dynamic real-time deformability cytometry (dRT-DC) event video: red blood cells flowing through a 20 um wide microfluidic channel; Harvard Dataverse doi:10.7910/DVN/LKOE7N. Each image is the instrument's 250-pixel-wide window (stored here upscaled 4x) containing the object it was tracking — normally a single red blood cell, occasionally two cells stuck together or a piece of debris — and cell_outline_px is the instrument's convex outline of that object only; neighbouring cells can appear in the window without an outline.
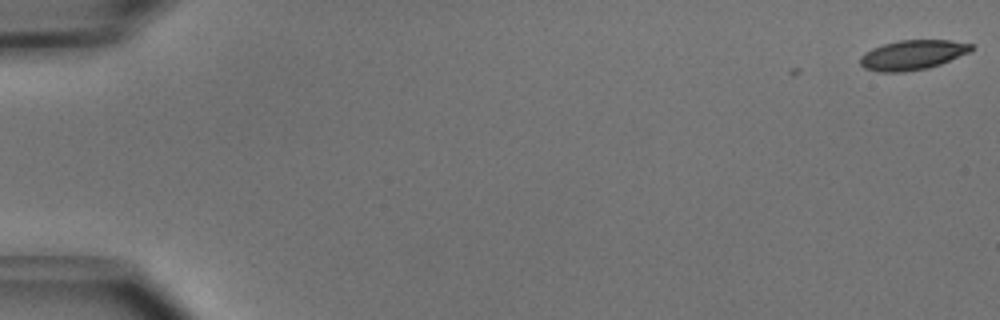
{"species": "common noctule bat (a hibernating species)", "species_latin": "Nyctalus noctula", "temperature_condition": "cold", "stored_images_in_passage": 3, "camera_frame_rate_fps": 3000, "um_per_image_px": 0.085, "animal": {"sex": "male", "body_mass_g": 15.6}, "frame": {"image": 1, "passage_image": 3, "time_ms": 0.667, "image_size_px": [1000, 320], "cell_outline_px": [[972, 48], [968, 52], [940, 64], [928, 68], [904, 72], [880, 72], [864, 68], [860, 64], [860, 56], [864, 52], [872, 48], [884, 44], [900, 40], [948, 40], [972, 44]], "centroid_in_image_um": [77.51, 4.67], "position_along_channel_um": 7.5, "area_um2": 19.07}}